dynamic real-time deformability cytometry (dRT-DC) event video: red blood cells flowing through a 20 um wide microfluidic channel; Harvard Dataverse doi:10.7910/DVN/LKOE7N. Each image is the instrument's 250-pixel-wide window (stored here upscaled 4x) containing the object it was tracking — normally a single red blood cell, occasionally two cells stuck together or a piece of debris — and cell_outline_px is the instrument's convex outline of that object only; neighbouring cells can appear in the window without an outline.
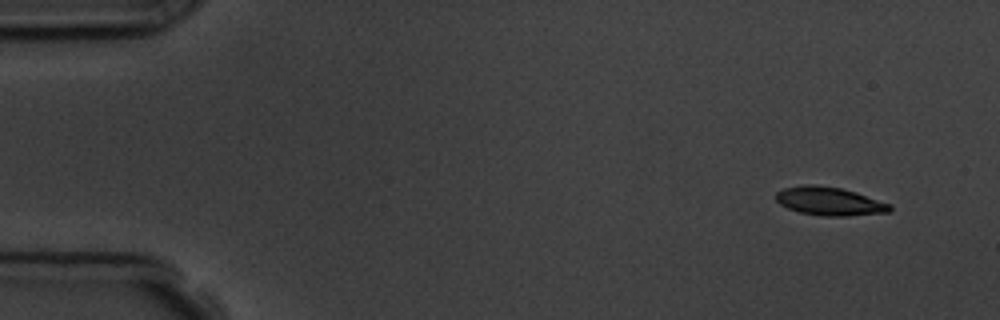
{"species": "common noctule bat (a hibernating species)", "species_latin": "Nyctalus noctula", "temperature_condition": "room temperature", "stored_images_in_passage": 5, "camera_frame_rate_fps": 3000, "um_per_image_px": 0.085, "animal": {"sex": "male", "body_mass_g": 19.5, "forearm_length_mm": 54.6}, "frame": {"image": 1, "passage_image": 1, "time_ms": 0.0, "image_size_px": [1000, 320], "cell_outline_px": [[892, 208], [888, 212], [848, 216], [820, 216], [800, 212], [788, 208], [780, 204], [776, 200], [776, 192], [784, 188], [804, 184], [816, 184], [840, 188], [856, 192], [892, 204]], "centroid_in_image_um": [70.51, 17.1], "position_along_channel_um": 14.5, "area_um2": 18.96}}